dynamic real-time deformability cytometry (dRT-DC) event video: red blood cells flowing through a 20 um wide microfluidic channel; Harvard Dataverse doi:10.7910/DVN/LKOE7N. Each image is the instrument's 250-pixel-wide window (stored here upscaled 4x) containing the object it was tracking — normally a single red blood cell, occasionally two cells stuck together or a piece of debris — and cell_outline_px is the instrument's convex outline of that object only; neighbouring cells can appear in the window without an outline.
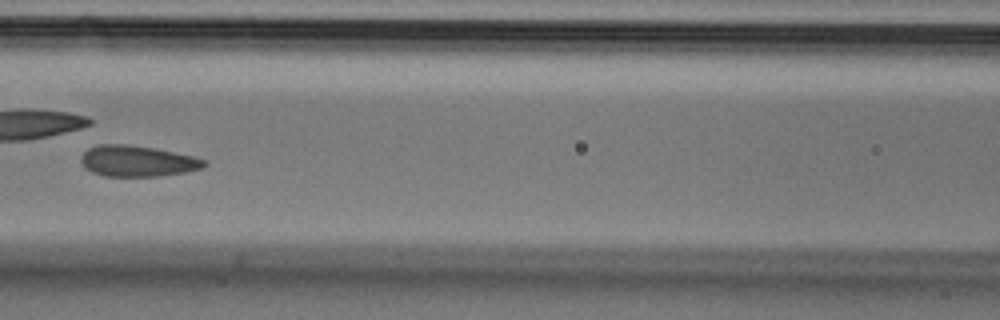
{"species": "Egyptian fruit bat (a non-hibernating species)", "species_latin": "Rousettus aegyptiacus", "temperature_condition": "cold", "stored_images_in_passage": 7, "camera_frame_rate_fps": 3000, "um_per_image_px": 0.085, "animal": {"sex": "male"}, "frame": {"image": 1, "passage_image": 5, "time_ms": 1.333, "image_size_px": [1000, 320], "cell_outline_px": [[208, 164], [200, 168], [184, 172], [160, 176], [104, 176], [92, 172], [84, 168], [80, 160], [80, 156], [88, 148], [100, 144], [128, 144], [152, 148], [192, 156], [208, 160]], "centroid_in_image_um": [11.64, 13.69], "position_along_channel_um": 155.0, "area_um2": 22.2}}
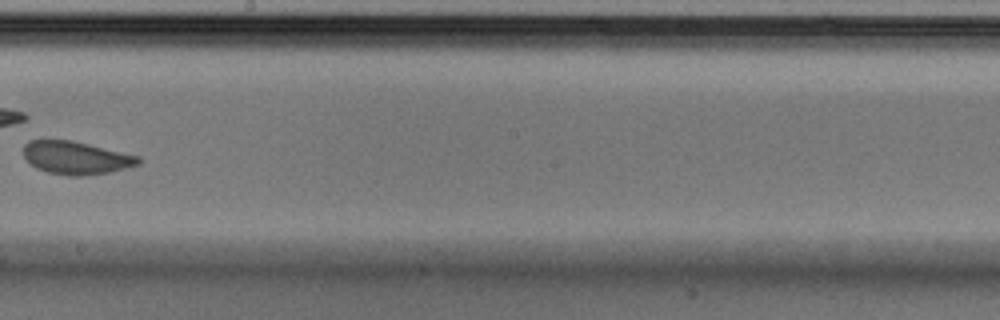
{"frame": {"image": 2, "passage_image": 7, "time_ms": 2.0, "image_size_px": [1000, 320], "cell_outline_px": [[140, 164], [108, 172], [84, 176], [68, 176], [48, 172], [36, 168], [24, 156], [24, 144], [28, 140], [72, 140], [140, 156]], "centroid_in_image_um": [6.46, 13.41], "position_along_channel_um": 241.7, "area_um2": 21.96}}